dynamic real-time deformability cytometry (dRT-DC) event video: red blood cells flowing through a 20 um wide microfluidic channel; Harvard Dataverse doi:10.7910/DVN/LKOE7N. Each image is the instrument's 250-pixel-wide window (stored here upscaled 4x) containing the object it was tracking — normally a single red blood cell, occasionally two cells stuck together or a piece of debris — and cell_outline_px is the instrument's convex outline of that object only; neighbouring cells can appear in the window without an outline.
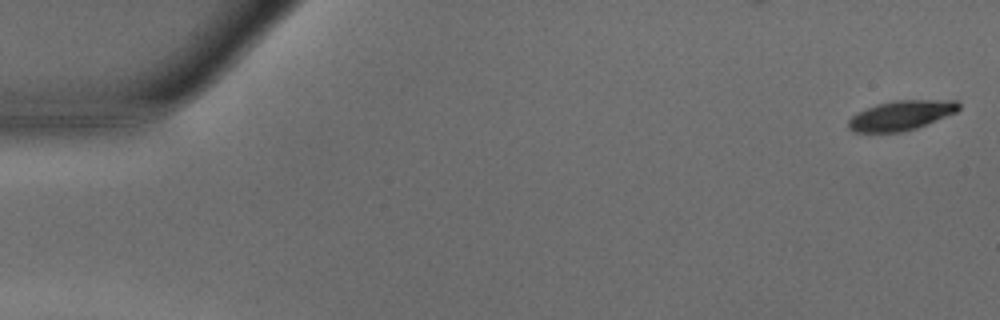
{"species": "common noctule bat (a hibernating species)", "species_latin": "Nyctalus noctula", "temperature_condition": "warm", "stored_images_in_passage": 48, "camera_frame_rate_fps": 3000, "um_per_image_px": 0.085, "animal": {"sex": "male", "body_mass_g": 15.6}, "frame": {"image": 1, "passage_image": 1, "time_ms": 0.0, "image_size_px": [1000, 320], "cell_outline_px": [[960, 108], [956, 112], [916, 128], [900, 132], [856, 132], [848, 128], [848, 120], [856, 112], [876, 104], [896, 100], [956, 100], [960, 104]], "centroid_in_image_um": [76.58, 9.8], "position_along_channel_um": 8.4, "area_um2": 19.02}}
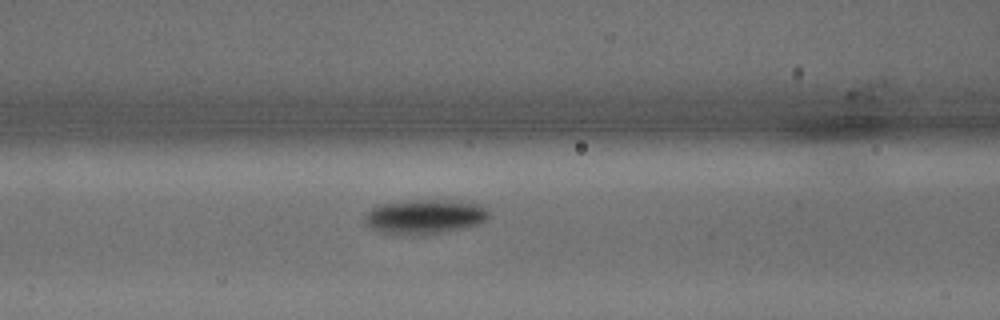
{"frame": {"image": 2, "passage_image": 20, "time_ms": 6.333, "image_size_px": [1000, 320], "cell_outline_px": [[488, 216], [484, 220], [476, 224], [460, 228], [440, 232], [416, 236], [384, 232], [368, 228], [364, 220], [364, 216], [372, 208], [380, 204], [420, 200], [436, 200], [480, 204], [488, 212]], "centroid_in_image_um": [36.03, 18.43], "position_along_channel_um": 130.6, "area_um2": 24.33}}
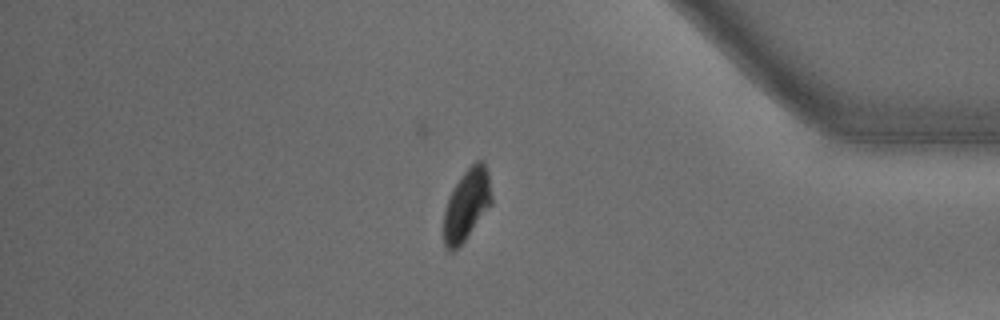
{"frame": {"image": 3, "passage_image": 41, "time_ms": 13.333, "image_size_px": [1000, 320], "cell_outline_px": [[492, 204], [464, 240], [452, 252], [444, 244], [444, 208], [460, 176], [476, 160], [484, 160], [488, 172], [492, 196]], "centroid_in_image_um": [39.69, 17.36], "position_along_channel_um": 395.5, "area_um2": 19.59}}